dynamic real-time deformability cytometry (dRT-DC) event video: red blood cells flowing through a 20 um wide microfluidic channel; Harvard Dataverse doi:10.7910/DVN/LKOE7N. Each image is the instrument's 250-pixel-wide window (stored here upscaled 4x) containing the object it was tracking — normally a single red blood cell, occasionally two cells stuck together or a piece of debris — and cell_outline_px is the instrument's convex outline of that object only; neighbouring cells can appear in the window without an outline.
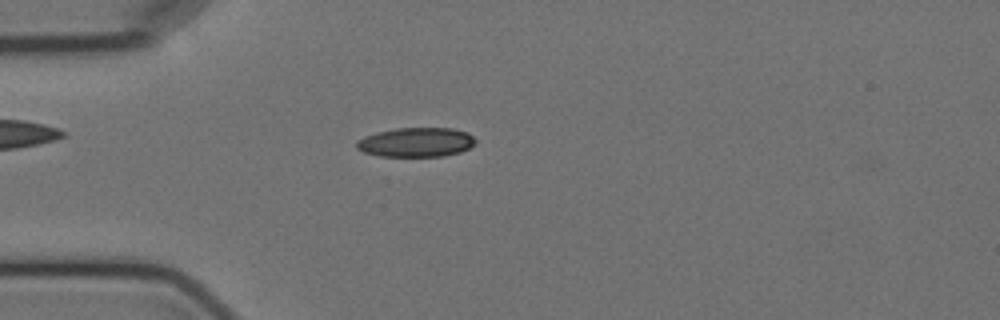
{"species": "Egyptian fruit bat (a non-hibernating species)", "species_latin": "Rousettus aegyptiacus", "temperature_condition": "cold", "stored_images_in_passage": 4, "camera_frame_rate_fps": 3000, "um_per_image_px": 0.085, "animal": {"sex": "female"}, "frame": {"image": 1, "passage_image": 4, "time_ms": 4.333, "image_size_px": [1000, 320], "cell_outline_px": [[476, 144], [460, 152], [444, 156], [380, 156], [364, 152], [356, 148], [356, 140], [364, 136], [376, 132], [396, 128], [452, 128], [468, 132], [476, 140]], "centroid_in_image_um": [35.37, 12.08], "position_along_channel_um": 49.6, "area_um2": 20.46}}